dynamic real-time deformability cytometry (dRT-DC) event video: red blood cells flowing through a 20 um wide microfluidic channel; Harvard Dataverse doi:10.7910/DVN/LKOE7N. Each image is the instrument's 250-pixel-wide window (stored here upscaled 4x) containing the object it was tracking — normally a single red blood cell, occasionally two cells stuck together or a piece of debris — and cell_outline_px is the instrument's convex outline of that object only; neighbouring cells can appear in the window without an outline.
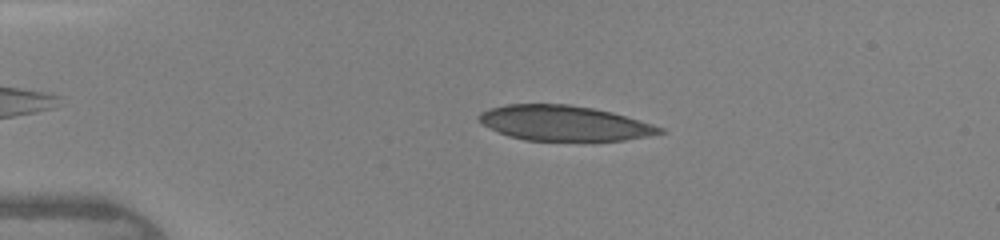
{"species": "human", "species_latin": "Homo sapiens", "temperature_condition": "warm", "stored_images_in_passage": 42, "camera_frame_rate_fps": 3000, "um_per_image_px": 0.085, "donor": {"sex": "female"}, "frame": {"image": 1, "passage_image": 8, "time_ms": 2.333, "image_size_px": [1000, 240], "cell_outline_px": [[668, 132], [648, 136], [624, 140], [524, 140], [508, 136], [480, 124], [476, 120], [476, 116], [480, 112], [488, 108], [508, 104], [568, 104], [592, 108], [612, 112], [652, 124], [664, 128]], "centroid_in_image_um": [47.9, 10.46], "position_along_channel_um": 37.1, "area_um2": 37.11}}
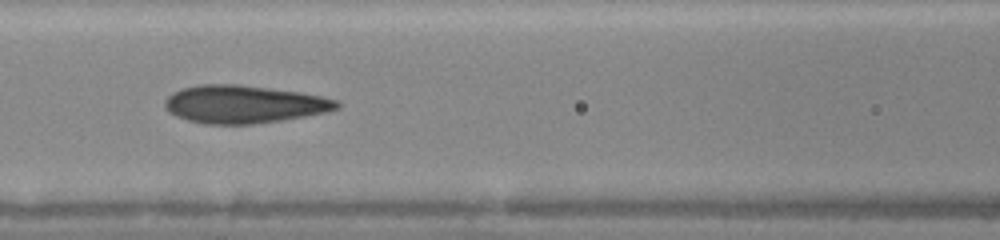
{"frame": {"image": 2, "passage_image": 18, "time_ms": 5.667, "image_size_px": [1000, 240], "cell_outline_px": [[340, 108], [328, 112], [284, 120], [252, 124], [204, 124], [188, 120], [176, 116], [168, 112], [164, 104], [164, 100], [172, 92], [180, 88], [200, 84], [240, 84], [300, 92], [320, 96], [336, 100], [340, 104]], "centroid_in_image_um": [20.71, 8.86], "position_along_channel_um": 145.9, "area_um2": 38.21}}
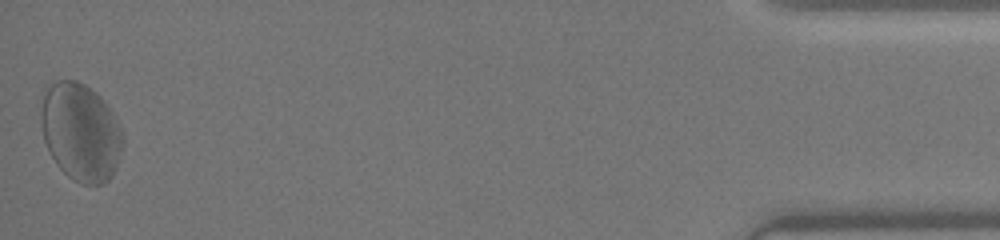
{"frame": {"image": 3, "passage_image": 42, "time_ms": 13.667, "image_size_px": [1000, 240], "cell_outline_px": [[124, 144], [116, 168], [112, 176], [104, 184], [80, 184], [72, 180], [56, 164], [44, 140], [40, 120], [40, 116], [44, 92], [56, 80], [76, 80], [84, 84], [96, 92], [104, 100], [112, 112], [124, 136]], "centroid_in_image_um": [6.87, 11.24], "position_along_channel_um": 428.3, "area_um2": 46.82}}